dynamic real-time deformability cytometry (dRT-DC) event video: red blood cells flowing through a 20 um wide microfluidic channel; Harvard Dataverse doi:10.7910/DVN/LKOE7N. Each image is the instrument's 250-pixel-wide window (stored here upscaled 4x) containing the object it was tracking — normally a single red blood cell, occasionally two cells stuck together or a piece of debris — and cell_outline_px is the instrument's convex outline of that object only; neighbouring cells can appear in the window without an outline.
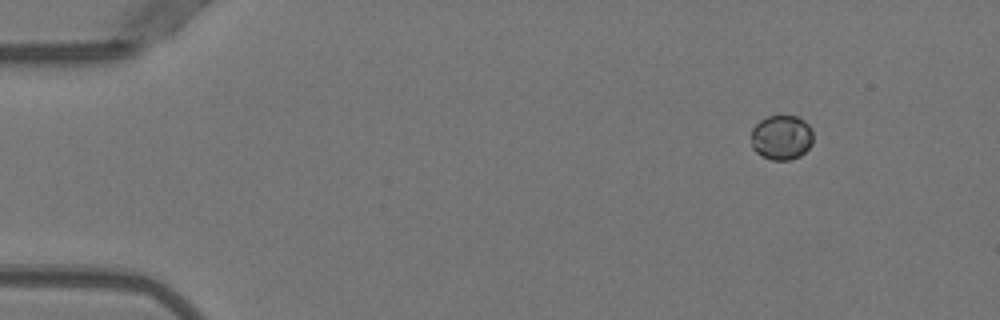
{"species": "Egyptian fruit bat (a non-hibernating species)", "species_latin": "Rousettus aegyptiacus", "temperature_condition": "warm", "stored_images_in_passage": 46, "camera_frame_rate_fps": 3000, "um_per_image_px": 0.085, "animal": {"sex": "female"}, "frame": {"image": 1, "passage_image": 1, "time_ms": 0.0, "image_size_px": [1000, 320], "cell_outline_px": [[812, 144], [800, 156], [788, 160], [772, 160], [760, 156], [752, 148], [752, 128], [760, 120], [768, 116], [796, 116], [804, 120], [812, 128]], "centroid_in_image_um": [66.42, 11.69], "position_along_channel_um": 18.6, "area_um2": 16.24}}
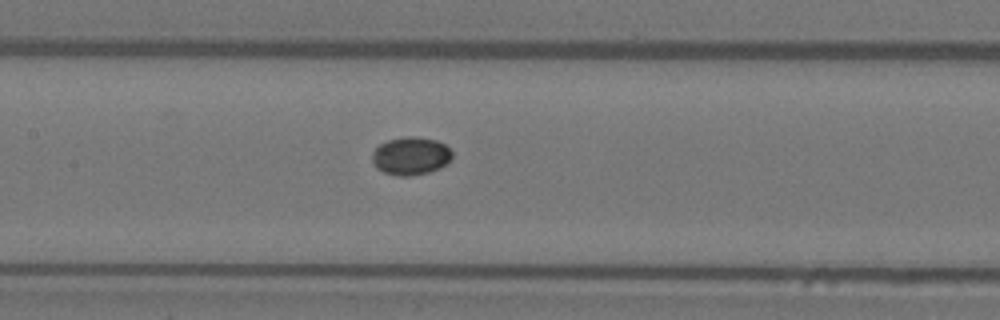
{"frame": {"image": 2, "passage_image": 20, "time_ms": 6.333, "image_size_px": [1000, 320], "cell_outline_px": [[452, 156], [440, 168], [428, 172], [408, 176], [400, 176], [384, 172], [376, 168], [372, 160], [372, 152], [380, 144], [388, 140], [408, 136], [416, 136], [436, 140], [444, 144], [452, 152]], "centroid_in_image_um": [34.89, 13.25], "position_along_channel_um": 172.5, "area_um2": 17.51}}
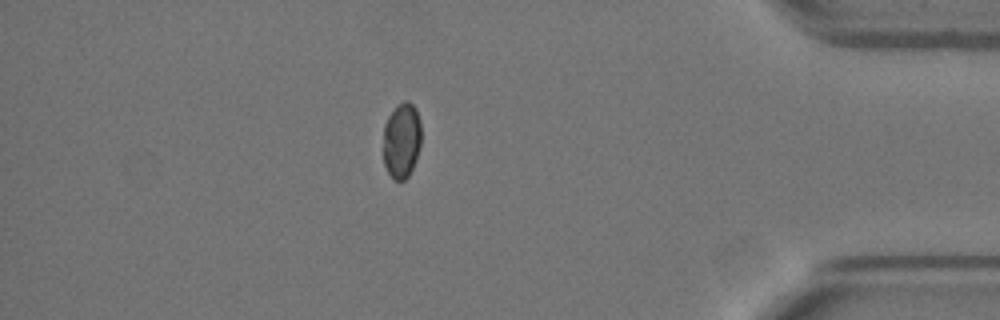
{"frame": {"image": 3, "passage_image": 40, "time_ms": 13.0, "image_size_px": [1000, 320], "cell_outline_px": [[420, 144], [416, 160], [408, 176], [404, 180], [396, 180], [388, 172], [384, 164], [384, 124], [388, 116], [404, 100], [408, 100], [416, 108], [420, 120]], "centroid_in_image_um": [34.15, 11.92], "position_along_channel_um": 401.1, "area_um2": 16.53}, "authors_computed_cell_mechanics": {"area_um2": 16.9932, "velocity_mm_per_s": 3.9888, "shape_relaxation_time_tau1_ms": 5.3537, "shape_relaxation_time_tau2_ms": null, "deformation_change_tau1": 0.0746, "deformation_change_tau2": null}}